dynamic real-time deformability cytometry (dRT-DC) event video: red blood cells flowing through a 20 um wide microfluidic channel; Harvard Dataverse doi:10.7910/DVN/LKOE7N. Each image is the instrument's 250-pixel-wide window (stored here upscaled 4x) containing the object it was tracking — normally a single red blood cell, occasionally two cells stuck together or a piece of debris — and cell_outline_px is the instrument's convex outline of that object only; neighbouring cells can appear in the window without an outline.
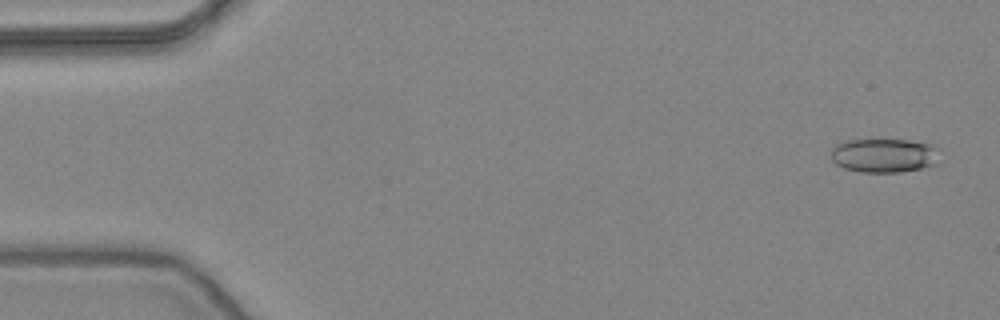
{"species": "common noctule bat (a hibernating species)", "species_latin": "Nyctalus noctula", "temperature_condition": "warm", "stored_images_in_passage": 52, "camera_frame_rate_fps": 3000, "um_per_image_px": 0.085, "animal": {"sex": "female", "body_mass_g": 24.6, "forearm_length_mm": 56.2}, "frame": {"image": 1, "passage_image": 2, "time_ms": 0.333, "image_size_px": [1000, 320], "cell_outline_px": [[940, 148], [936, 164], [920, 168], [900, 172], [860, 172], [844, 168], [836, 164], [832, 160], [832, 148], [836, 144], [848, 140], [908, 140], [936, 144]], "centroid_in_image_um": [75.19, 13.2], "position_along_channel_um": 9.8, "area_um2": 21.73}}
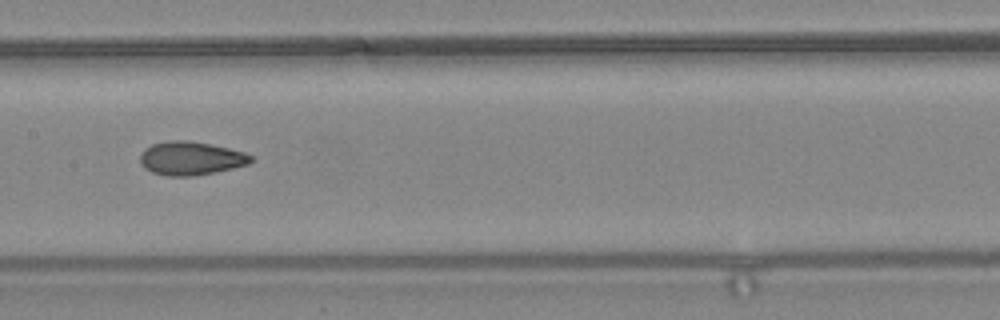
{"frame": {"image": 2, "passage_image": 26, "time_ms": 8.333, "image_size_px": [1000, 320], "cell_outline_px": [[252, 160], [248, 164], [216, 172], [192, 176], [168, 176], [152, 172], [144, 168], [140, 164], [140, 156], [144, 148], [152, 144], [168, 140], [188, 140], [228, 148], [244, 152], [252, 156]], "centroid_in_image_um": [16.18, 13.46], "position_along_channel_um": 191.2, "area_um2": 21.62}}
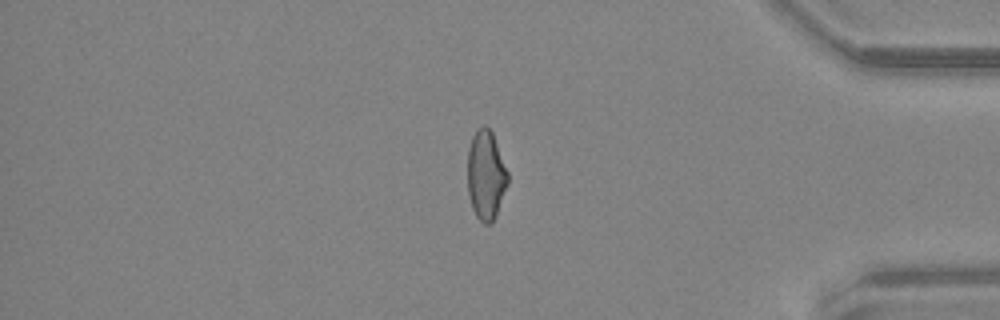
{"frame": {"image": 3, "passage_image": 44, "time_ms": 14.333, "image_size_px": [1000, 320], "cell_outline_px": [[508, 184], [496, 216], [492, 224], [484, 224], [476, 216], [472, 208], [468, 192], [468, 148], [472, 136], [484, 124], [492, 132], [508, 172]], "centroid_in_image_um": [41.31, 14.92], "position_along_channel_um": 393.9, "area_um2": 20.92}, "authors_computed_cell_mechanics": {"area_um2": 21.4438, "velocity_mm_per_s": 3.912, "shape_relaxation_time_tau1_ms": null, "shape_relaxation_time_tau2_ms": 2.051, "deformation_change_tau1": null, "deformation_change_tau2": 0.0857}}